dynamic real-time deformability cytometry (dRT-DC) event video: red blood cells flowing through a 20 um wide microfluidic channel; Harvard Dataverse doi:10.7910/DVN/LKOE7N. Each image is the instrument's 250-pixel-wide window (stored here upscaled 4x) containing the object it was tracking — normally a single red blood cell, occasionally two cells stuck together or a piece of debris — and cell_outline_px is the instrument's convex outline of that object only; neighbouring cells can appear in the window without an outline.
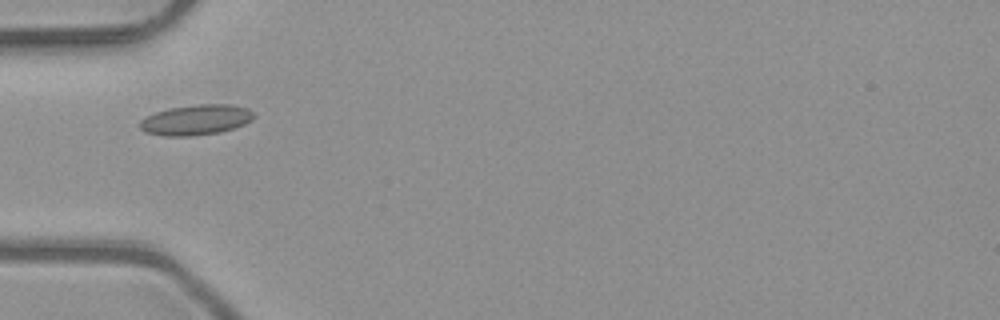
{"species": "common noctule bat (a hibernating species)", "species_latin": "Nyctalus noctula", "temperature_condition": "room temperature", "stored_images_in_passage": 1, "camera_frame_rate_fps": 3000, "um_per_image_px": 0.085, "animal": {"sex": "male", "body_mass_g": 23.1, "forearm_length_mm": 52.7}, "frame": {"image": 1, "passage_image": 1, "time_ms": 0.0, "image_size_px": [1000, 320], "cell_outline_px": [[256, 116], [252, 120], [244, 124], [220, 132], [192, 136], [164, 136], [144, 132], [140, 128], [140, 120], [156, 112], [168, 108], [196, 104], [232, 104], [248, 108], [256, 112]], "centroid_in_image_um": [16.69, 10.18], "position_along_channel_um": 68.3, "area_um2": 20.35}}